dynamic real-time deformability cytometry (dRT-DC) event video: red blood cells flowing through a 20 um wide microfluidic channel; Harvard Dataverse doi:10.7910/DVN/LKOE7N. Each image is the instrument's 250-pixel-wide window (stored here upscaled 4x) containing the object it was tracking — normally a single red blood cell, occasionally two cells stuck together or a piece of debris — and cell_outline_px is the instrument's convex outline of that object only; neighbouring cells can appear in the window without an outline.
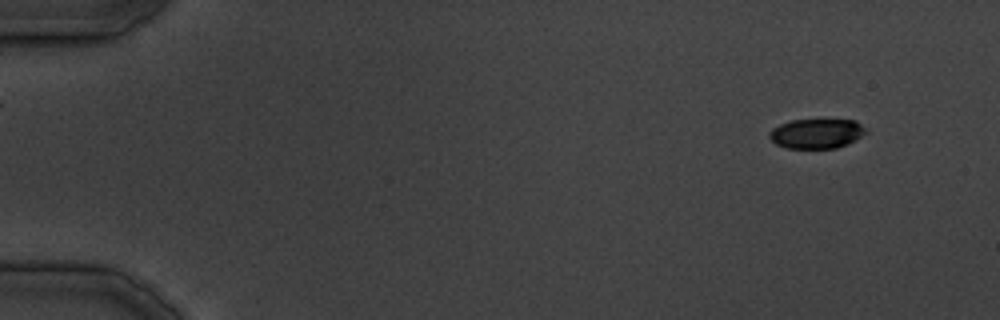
{"species": "common noctule bat (a hibernating species)", "species_latin": "Nyctalus noctula", "temperature_condition": "cold", "stored_images_in_passage": 22, "camera_frame_rate_fps": 3000, "um_per_image_px": 0.085, "animal": {"sex": "male", "body_mass_g": 19.5, "forearm_length_mm": 54.6}, "frame": {"image": 1, "passage_image": 4, "time_ms": 4.0, "image_size_px": [1000, 320], "cell_outline_px": [[868, 132], [856, 140], [848, 144], [836, 148], [788, 148], [776, 144], [768, 136], [768, 132], [772, 128], [780, 124], [792, 120], [824, 116], [856, 120]], "centroid_in_image_um": [69.44, 11.29], "position_along_channel_um": 15.6, "area_um2": 17.63}}
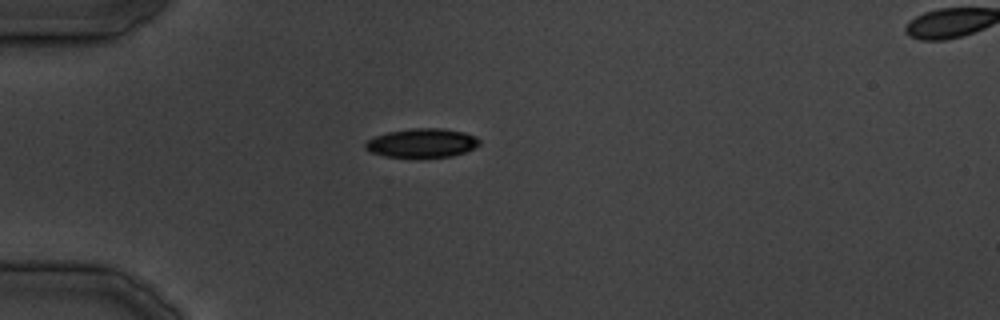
{"frame": {"image": 2, "passage_image": 12, "time_ms": 13.333, "image_size_px": [1000, 320], "cell_outline_px": [[480, 144], [476, 148], [452, 156], [384, 156], [372, 152], [364, 148], [364, 144], [368, 140], [376, 136], [388, 132], [412, 128], [444, 128], [464, 132], [476, 136], [480, 140]], "centroid_in_image_um": [35.91, 12.13], "position_along_channel_um": 49.1, "area_um2": 19.02}}